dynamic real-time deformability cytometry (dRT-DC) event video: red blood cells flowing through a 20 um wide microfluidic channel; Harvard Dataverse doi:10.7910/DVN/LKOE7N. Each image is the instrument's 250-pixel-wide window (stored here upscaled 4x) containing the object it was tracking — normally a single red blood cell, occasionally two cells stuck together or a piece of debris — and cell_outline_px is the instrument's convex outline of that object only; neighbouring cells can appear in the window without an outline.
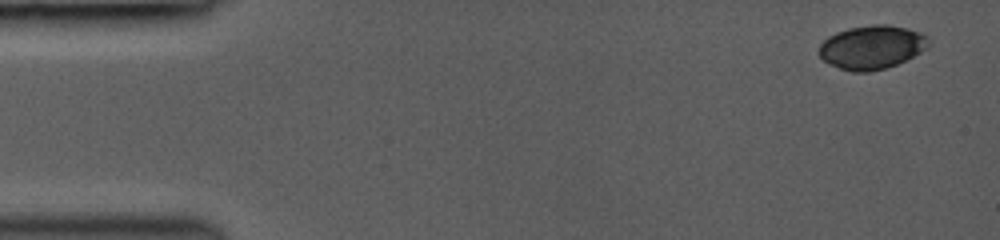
{"species": "common noctule bat (a hibernating species)", "species_latin": "Nyctalus noctula", "temperature_condition": "room temperature", "stored_images_in_passage": 5, "camera_frame_rate_fps": 3000, "um_per_image_px": 0.085, "animal": {"sex": "female", "body_mass_g": 19.0, "forearm_length_mm": 53.3}, "frame": {"image": 1, "passage_image": 1, "time_ms": 0.0, "image_size_px": [1000, 240], "cell_outline_px": [[932, 44], [928, 48], [896, 64], [884, 68], [868, 72], [852, 72], [840, 68], [824, 60], [820, 56], [820, 44], [828, 36], [836, 32], [848, 28], [872, 24], [888, 24], [908, 28], [924, 32], [932, 40]], "centroid_in_image_um": [74.17, 3.98], "position_along_channel_um": 10.8, "area_um2": 28.09}}
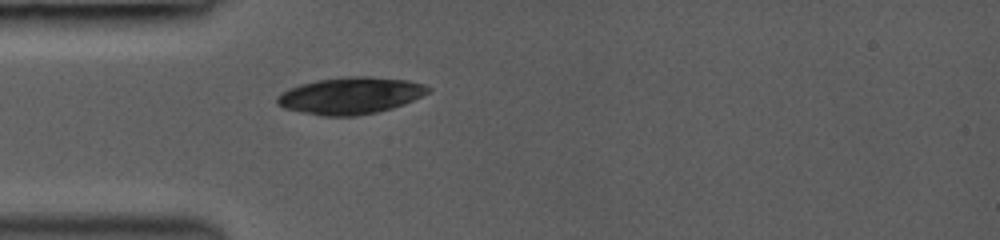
{"frame": {"image": 2, "passage_image": 5, "time_ms": 4.0, "image_size_px": [1000, 240], "cell_outline_px": [[432, 88], [428, 92], [404, 104], [392, 108], [376, 112], [356, 116], [320, 116], [300, 112], [284, 108], [276, 104], [276, 96], [280, 92], [300, 84], [316, 80], [352, 76], [372, 76], [408, 80], [424, 84]], "centroid_in_image_um": [29.75, 8.13], "position_along_channel_um": 55.2, "area_um2": 32.54}}